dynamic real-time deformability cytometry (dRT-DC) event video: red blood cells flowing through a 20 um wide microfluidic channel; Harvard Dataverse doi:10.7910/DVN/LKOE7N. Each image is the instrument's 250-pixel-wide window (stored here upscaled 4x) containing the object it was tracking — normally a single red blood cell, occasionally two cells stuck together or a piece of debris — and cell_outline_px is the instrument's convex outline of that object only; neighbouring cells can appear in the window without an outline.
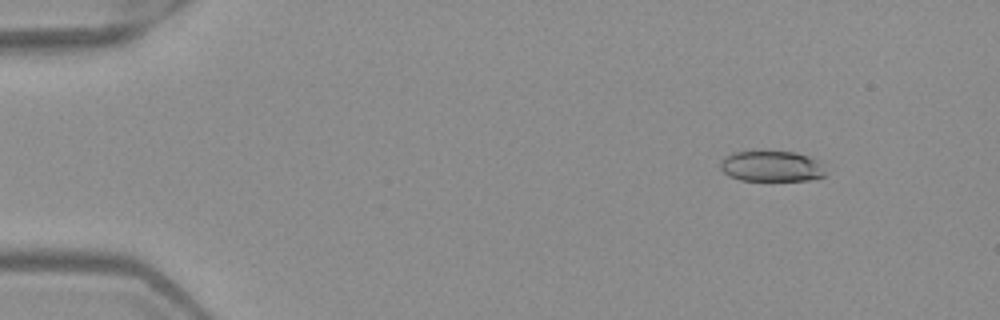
{"species": "Egyptian fruit bat (a non-hibernating species)", "species_latin": "Rousettus aegyptiacus", "temperature_condition": "warm", "stored_images_in_passage": 5, "camera_frame_rate_fps": 3000, "um_per_image_px": 0.085, "frame": {"image": 1, "passage_image": 1, "time_ms": 0.0, "image_size_px": [1000, 320], "cell_outline_px": [[824, 176], [816, 180], [740, 180], [728, 176], [720, 168], [720, 164], [724, 156], [732, 152], [764, 148], [796, 152], [808, 156], [816, 160], [824, 172]], "centroid_in_image_um": [65.51, 14.08], "position_along_channel_um": 19.5, "area_um2": 19.54}}